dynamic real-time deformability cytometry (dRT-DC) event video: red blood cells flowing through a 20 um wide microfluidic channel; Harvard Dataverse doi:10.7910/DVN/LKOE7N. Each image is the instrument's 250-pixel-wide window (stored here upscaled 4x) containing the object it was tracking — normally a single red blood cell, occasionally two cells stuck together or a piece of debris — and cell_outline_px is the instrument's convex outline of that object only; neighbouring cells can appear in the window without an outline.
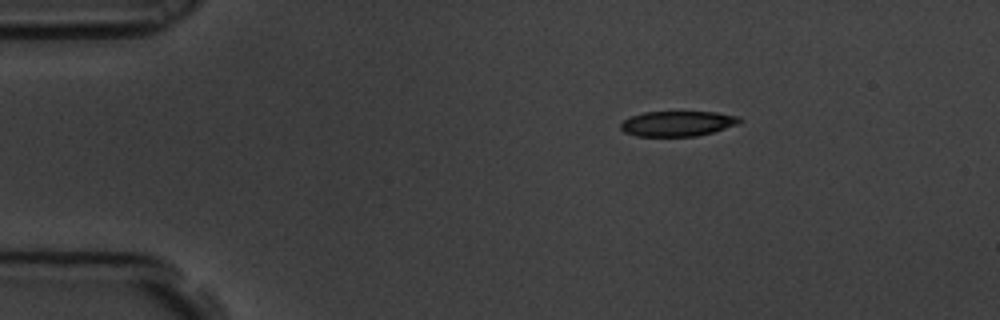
{"species": "common noctule bat (a hibernating species)", "species_latin": "Nyctalus noctula", "temperature_condition": "room temperature", "stored_images_in_passage": 2, "camera_frame_rate_fps": 3000, "um_per_image_px": 0.085, "animal": {"sex": "male", "body_mass_g": 19.5, "forearm_length_mm": 54.6}, "frame": {"image": 1, "passage_image": 1, "time_ms": 0.0, "image_size_px": [1000, 320], "cell_outline_px": [[744, 120], [736, 124], [712, 132], [696, 136], [636, 136], [624, 132], [620, 128], [620, 124], [628, 116], [644, 112], [716, 112], [740, 116]], "centroid_in_image_um": [57.57, 10.5], "position_along_channel_um": 27.4, "area_um2": 17.51}}